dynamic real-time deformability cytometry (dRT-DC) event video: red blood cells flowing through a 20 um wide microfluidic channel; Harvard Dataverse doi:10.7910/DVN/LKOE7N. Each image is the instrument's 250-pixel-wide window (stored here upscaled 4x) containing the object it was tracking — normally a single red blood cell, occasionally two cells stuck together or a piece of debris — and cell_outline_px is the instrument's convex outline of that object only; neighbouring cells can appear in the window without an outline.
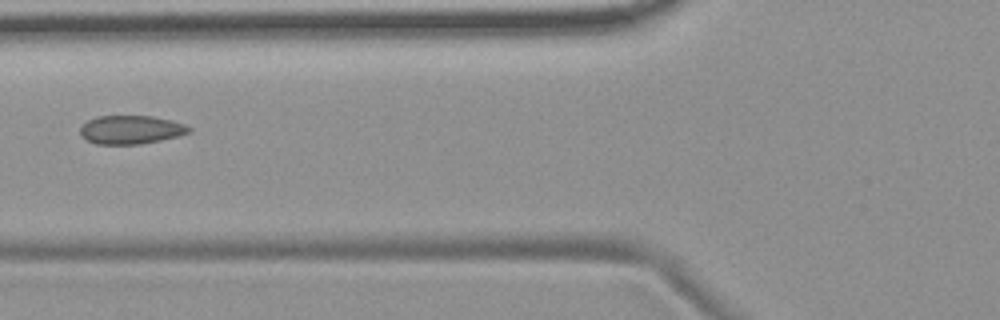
{"species": "common noctule bat (a hibernating species)", "species_latin": "Nyctalus noctula", "temperature_condition": "room temperature", "stored_images_in_passage": 6, "camera_frame_rate_fps": 3000, "um_per_image_px": 0.085, "animal": {"sex": "female", "body_mass_g": 19.9}, "frame": {"image": 1, "passage_image": 3, "time_ms": 2.667, "image_size_px": [1000, 320], "cell_outline_px": [[192, 132], [160, 140], [140, 144], [96, 144], [80, 136], [80, 128], [88, 120], [96, 116], [152, 116], [172, 120], [184, 124], [192, 128]], "centroid_in_image_um": [11.13, 11.02], "position_along_channel_um": 114.7, "area_um2": 18.09}}
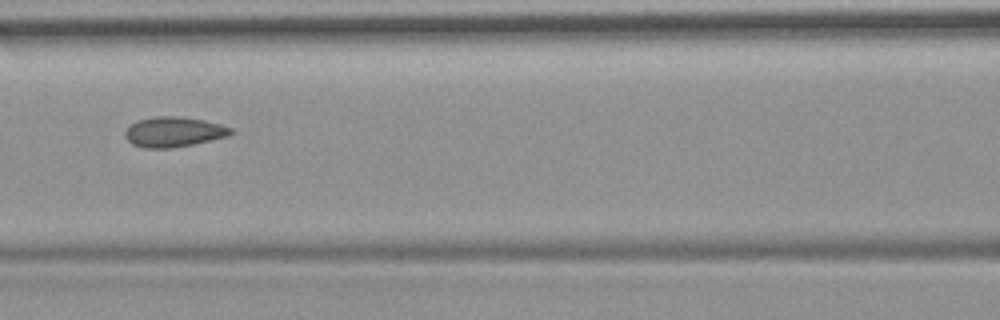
{"frame": {"image": 2, "passage_image": 4, "time_ms": 3.667, "image_size_px": [1000, 320], "cell_outline_px": [[236, 132], [228, 136], [192, 144], [172, 148], [144, 148], [132, 144], [124, 136], [124, 132], [136, 120], [152, 116], [180, 116], [204, 120], [220, 124], [232, 128]], "centroid_in_image_um": [14.76, 11.2], "position_along_channel_um": 151.8, "area_um2": 18.67}}
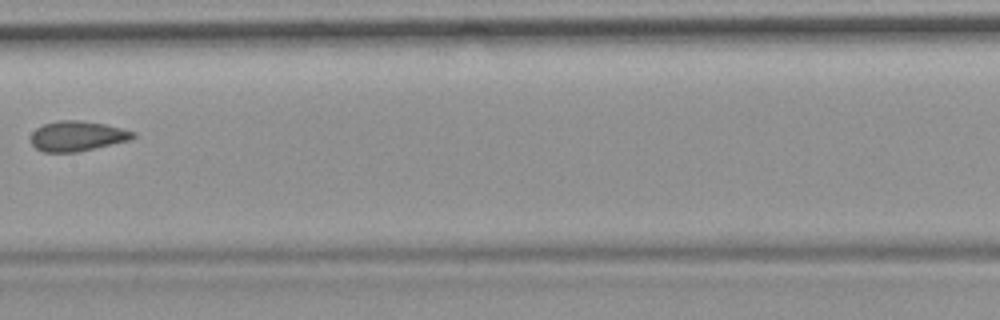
{"frame": {"image": 3, "passage_image": 5, "time_ms": 5.0, "image_size_px": [1000, 320], "cell_outline_px": [[136, 136], [132, 140], [76, 152], [44, 152], [36, 148], [32, 144], [32, 132], [36, 128], [44, 124], [56, 120], [80, 120], [104, 124], [136, 132]], "centroid_in_image_um": [6.58, 11.56], "position_along_channel_um": 200.8, "area_um2": 17.92}}